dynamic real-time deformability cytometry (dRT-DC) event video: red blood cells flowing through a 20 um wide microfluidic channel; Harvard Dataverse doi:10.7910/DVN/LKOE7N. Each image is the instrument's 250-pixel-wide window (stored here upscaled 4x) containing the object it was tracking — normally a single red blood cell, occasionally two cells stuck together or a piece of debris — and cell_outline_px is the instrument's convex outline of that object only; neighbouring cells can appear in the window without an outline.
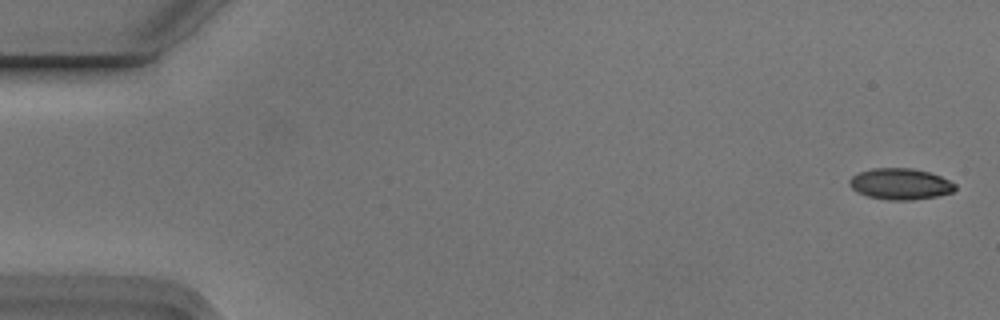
{"species": "Egyptian fruit bat (a non-hibernating species)", "species_latin": "Rousettus aegyptiacus", "temperature_condition": "cold", "stored_images_in_passage": 6, "camera_frame_rate_fps": 3000, "um_per_image_px": 0.085, "animal": {"sex": "male"}, "frame": {"image": 1, "passage_image": 1, "time_ms": 0.0, "image_size_px": [1000, 320], "cell_outline_px": [[956, 188], [952, 192], [936, 196], [912, 200], [888, 200], [868, 196], [856, 192], [848, 184], [848, 180], [852, 176], [860, 172], [872, 168], [912, 168], [928, 172], [940, 176], [956, 184]], "centroid_in_image_um": [76.5, 15.64], "position_along_channel_um": 8.5, "area_um2": 19.19}}
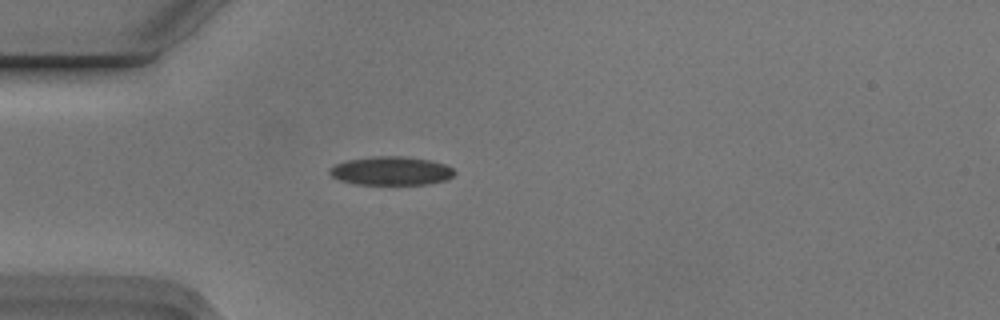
{"frame": {"image": 2, "passage_image": 5, "time_ms": 1.333, "image_size_px": [1000, 320], "cell_outline_px": [[456, 172], [452, 176], [444, 180], [428, 184], [356, 184], [340, 180], [332, 176], [328, 172], [328, 168], [344, 160], [372, 156], [400, 156], [432, 160], [444, 164], [452, 168]], "centroid_in_image_um": [33.21, 14.51], "position_along_channel_um": 51.8, "area_um2": 20.87}}